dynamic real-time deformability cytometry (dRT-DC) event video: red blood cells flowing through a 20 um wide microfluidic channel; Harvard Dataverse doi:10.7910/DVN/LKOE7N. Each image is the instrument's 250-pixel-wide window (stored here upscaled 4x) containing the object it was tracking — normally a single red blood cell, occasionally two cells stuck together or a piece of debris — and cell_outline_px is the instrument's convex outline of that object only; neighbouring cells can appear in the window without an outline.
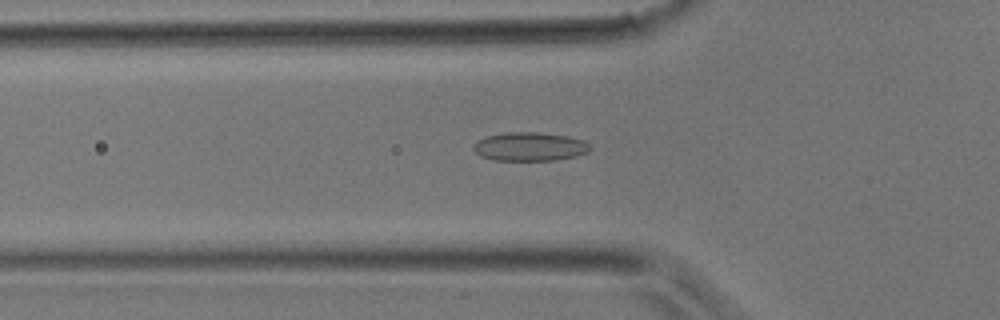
{"species": "common noctule bat (a hibernating species)", "species_latin": "Nyctalus noctula", "temperature_condition": "room temperature", "stored_images_in_passage": 30, "camera_frame_rate_fps": 3000, "um_per_image_px": 0.085, "animal": {"sex": "male", "body_mass_g": 17.9}, "frame": {"image": 1, "passage_image": 12, "time_ms": 3.667, "image_size_px": [1000, 320], "cell_outline_px": [[592, 148], [588, 152], [576, 156], [556, 160], [492, 160], [480, 156], [472, 148], [472, 144], [476, 140], [484, 136], [504, 132], [536, 132], [568, 136], [584, 140], [592, 144]], "centroid_in_image_um": [45.02, 12.45], "position_along_channel_um": 80.8, "area_um2": 19.88}}
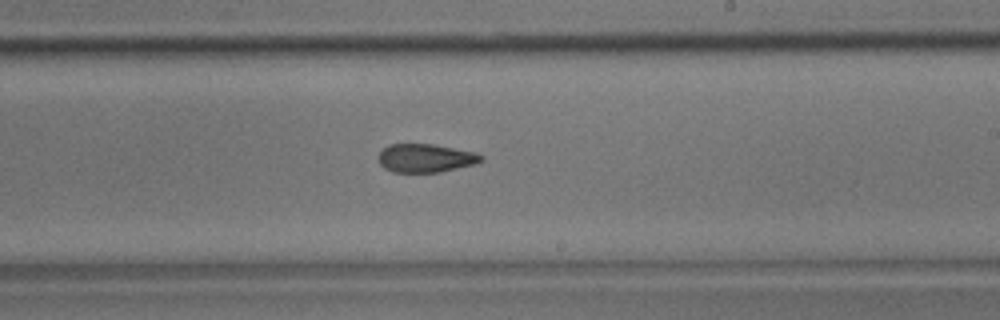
{"frame": {"image": 2, "passage_image": 22, "time_ms": 7.0, "image_size_px": [1000, 320], "cell_outline_px": [[484, 160], [476, 164], [440, 172], [392, 172], [384, 168], [380, 164], [376, 156], [388, 144], [432, 144], [476, 152], [484, 156]], "centroid_in_image_um": [36.18, 13.44], "position_along_channel_um": 252.8, "area_um2": 17.22}}
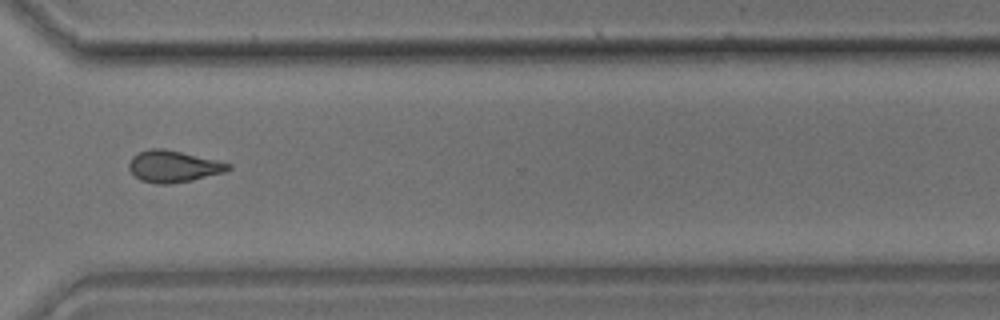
{"frame": {"image": 3, "passage_image": 28, "time_ms": 9.0, "image_size_px": [1000, 320], "cell_outline_px": [[232, 168], [224, 172], [192, 180], [168, 184], [156, 184], [140, 180], [128, 168], [128, 164], [132, 156], [148, 148], [164, 148], [216, 160], [232, 164]], "centroid_in_image_um": [14.72, 14.14], "position_along_channel_um": 355.9, "area_um2": 18.26}}